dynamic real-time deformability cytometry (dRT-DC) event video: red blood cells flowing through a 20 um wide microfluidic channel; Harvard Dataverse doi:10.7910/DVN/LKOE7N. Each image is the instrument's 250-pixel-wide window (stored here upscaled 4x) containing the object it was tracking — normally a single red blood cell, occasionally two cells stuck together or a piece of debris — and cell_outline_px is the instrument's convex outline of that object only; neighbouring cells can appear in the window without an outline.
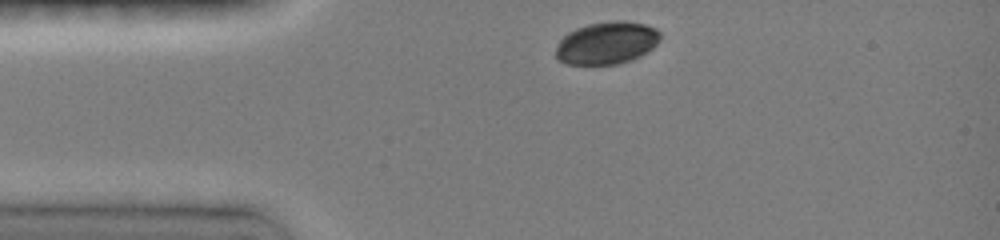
{"species": "common noctule bat (a hibernating species)", "species_latin": "Nyctalus noctula", "temperature_condition": "room temperature", "stored_images_in_passage": 5, "camera_frame_rate_fps": 3000, "um_per_image_px": 0.085, "animal": {"sex": "female", "body_mass_g": 19.0, "forearm_length_mm": 51.5}, "frame": {"image": 1, "passage_image": 1, "time_ms": 0.0, "image_size_px": [1000, 240], "cell_outline_px": [[660, 40], [652, 48], [640, 56], [632, 60], [616, 64], [568, 64], [556, 60], [556, 48], [560, 40], [568, 32], [576, 28], [588, 24], [616, 20], [624, 20], [644, 24], [656, 28], [660, 32]], "centroid_in_image_um": [51.57, 3.65], "position_along_channel_um": 33.4, "area_um2": 25.89}}
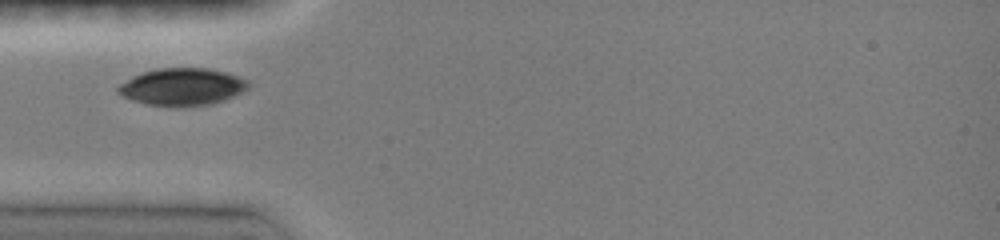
{"frame": {"image": 2, "passage_image": 4, "time_ms": 1.667, "image_size_px": [1000, 240], "cell_outline_px": [[248, 88], [224, 100], [212, 104], [148, 104], [132, 100], [116, 92], [116, 88], [120, 84], [132, 76], [156, 68], [208, 68], [240, 76], [248, 80]], "centroid_in_image_um": [15.48, 7.34], "position_along_channel_um": 69.5, "area_um2": 27.51}}